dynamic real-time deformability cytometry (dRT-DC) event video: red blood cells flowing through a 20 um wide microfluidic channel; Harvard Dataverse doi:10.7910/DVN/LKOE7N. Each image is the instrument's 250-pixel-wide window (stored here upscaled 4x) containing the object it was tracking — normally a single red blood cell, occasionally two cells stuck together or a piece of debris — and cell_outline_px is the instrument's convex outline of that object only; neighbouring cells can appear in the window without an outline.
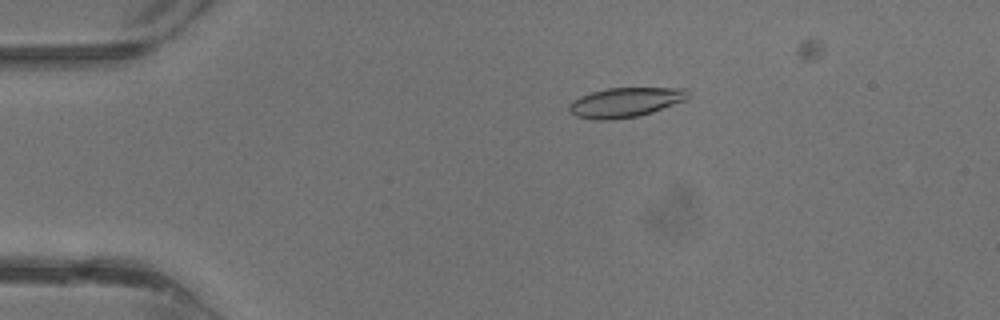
{"species": "common noctule bat (a hibernating species)", "species_latin": "Nyctalus noctula", "temperature_condition": "warm", "stored_images_in_passage": 38, "camera_frame_rate_fps": 3000, "um_per_image_px": 0.085, "animal": {"sex": "male", "body_mass_g": 13.3}, "frame": {"image": 1, "passage_image": 8, "time_ms": 2.333, "image_size_px": [1000, 320], "cell_outline_px": [[688, 100], [652, 112], [636, 116], [612, 120], [596, 120], [576, 116], [568, 112], [568, 104], [572, 100], [580, 96], [592, 92], [608, 88], [688, 88]], "centroid_in_image_um": [53.14, 8.7], "position_along_channel_um": 31.9, "area_um2": 20.69}}
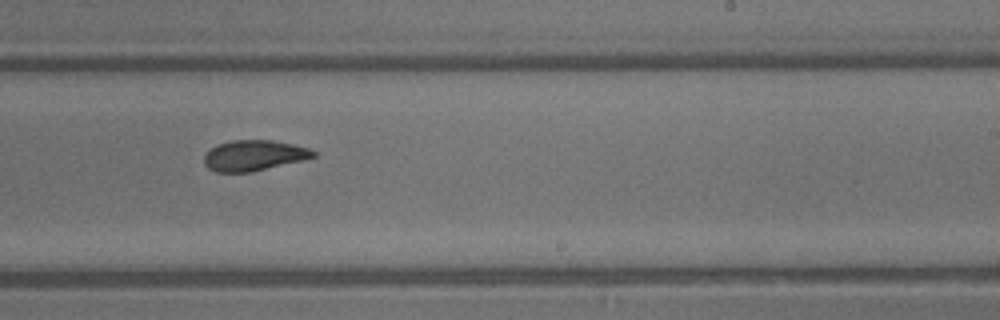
{"frame": {"image": 2, "passage_image": 24, "time_ms": 7.667, "image_size_px": [1000, 320], "cell_outline_px": [[316, 156], [304, 160], [248, 172], [216, 172], [208, 168], [204, 164], [204, 156], [216, 144], [232, 140], [272, 140], [292, 144], [308, 148], [316, 152]], "centroid_in_image_um": [21.57, 13.21], "position_along_channel_um": 267.4, "area_um2": 19.31}}
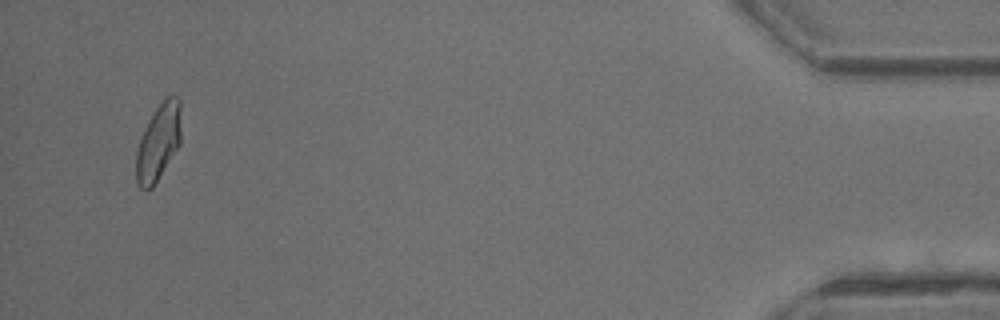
{"frame": {"image": 3, "passage_image": 37, "time_ms": 12.0, "image_size_px": [1000, 320], "cell_outline_px": [[180, 144], [156, 184], [152, 188], [140, 188], [136, 184], [136, 152], [144, 128], [148, 120], [156, 108], [172, 92], [180, 100]], "centroid_in_image_um": [13.47, 12.1], "position_along_channel_um": 421.7, "area_um2": 20.11}}